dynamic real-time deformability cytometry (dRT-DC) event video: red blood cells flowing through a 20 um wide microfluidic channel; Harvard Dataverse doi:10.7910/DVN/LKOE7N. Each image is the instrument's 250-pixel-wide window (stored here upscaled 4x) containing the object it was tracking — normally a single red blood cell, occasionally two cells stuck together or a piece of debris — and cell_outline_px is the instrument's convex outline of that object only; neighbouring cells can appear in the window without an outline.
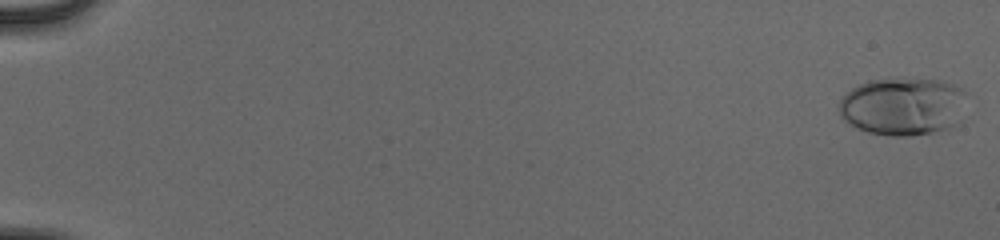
{"species": "human", "species_latin": "Homo sapiens", "temperature_condition": "cold", "stored_images_in_passage": 55, "camera_frame_rate_fps": 3000, "um_per_image_px": 0.085, "donor": {"sex": "male"}, "frame": {"image": 1, "passage_image": 2, "time_ms": 0.333, "image_size_px": [1000, 240], "cell_outline_px": [[964, 92], [960, 124], [952, 128], [912, 136], [888, 136], [868, 132], [856, 128], [848, 124], [840, 116], [840, 100], [852, 88], [868, 80], [940, 80], [952, 84], [960, 88]], "centroid_in_image_um": [76.74, 9.08], "position_along_channel_um": 8.3, "area_um2": 42.83}}
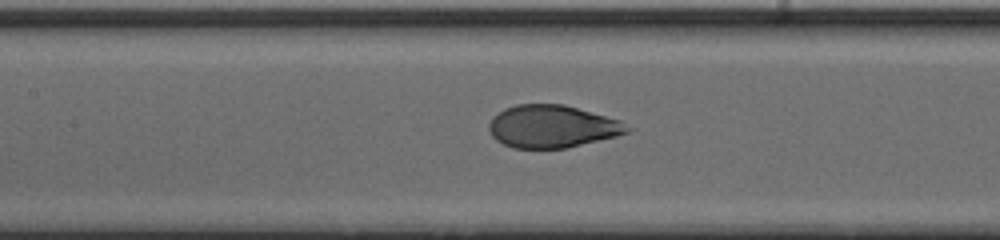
{"frame": {"image": 2, "passage_image": 29, "time_ms": 9.333, "image_size_px": [1000, 240], "cell_outline_px": [[632, 128], [628, 132], [616, 136], [564, 148], [512, 148], [496, 140], [492, 136], [488, 128], [488, 124], [492, 116], [504, 108], [516, 104], [564, 104], [620, 120]], "centroid_in_image_um": [46.89, 10.74], "position_along_channel_um": 160.5, "area_um2": 34.28}}
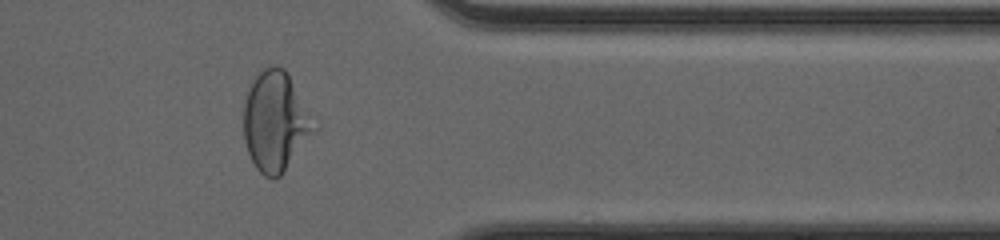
{"frame": {"image": 3, "passage_image": 47, "time_ms": 15.333, "image_size_px": [1000, 240], "cell_outline_px": [[316, 128], [280, 176], [272, 180], [264, 176], [256, 168], [248, 152], [244, 140], [244, 100], [252, 80], [264, 68], [276, 64], [284, 68], [288, 72]], "centroid_in_image_um": [23.36, 10.32], "position_along_channel_um": 388.0, "area_um2": 40.11}}